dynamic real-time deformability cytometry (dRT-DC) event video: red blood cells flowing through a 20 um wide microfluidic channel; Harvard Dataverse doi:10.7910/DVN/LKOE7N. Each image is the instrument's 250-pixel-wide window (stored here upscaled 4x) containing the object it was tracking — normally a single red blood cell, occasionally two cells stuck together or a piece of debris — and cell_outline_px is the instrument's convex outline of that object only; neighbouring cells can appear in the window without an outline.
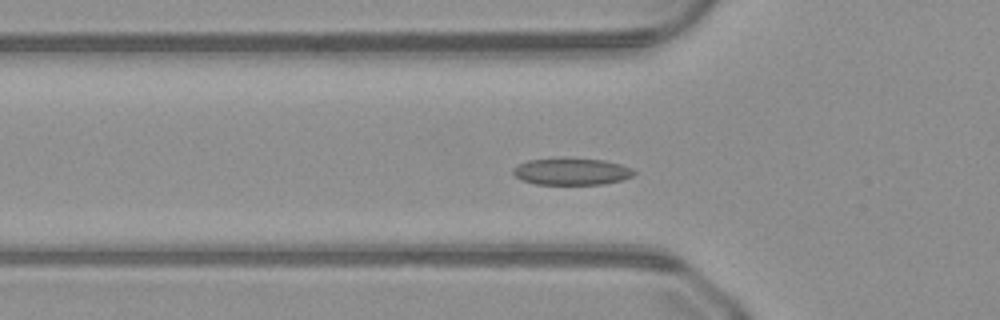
{"species": "common noctule bat (a hibernating species)", "species_latin": "Nyctalus noctula", "temperature_condition": "warm", "stored_images_in_passage": 50, "camera_frame_rate_fps": 3000, "um_per_image_px": 0.085, "animal": {"sex": "male", "body_mass_g": 23.1, "forearm_length_mm": 52.7}, "frame": {"image": 1, "passage_image": 16, "time_ms": 5.0, "image_size_px": [1000, 320], "cell_outline_px": [[636, 172], [632, 176], [620, 180], [604, 184], [536, 184], [520, 180], [512, 172], [512, 168], [516, 164], [528, 160], [560, 156], [604, 160], [620, 164], [632, 168]], "centroid_in_image_um": [48.52, 14.54], "position_along_channel_um": 77.3, "area_um2": 19.48}}
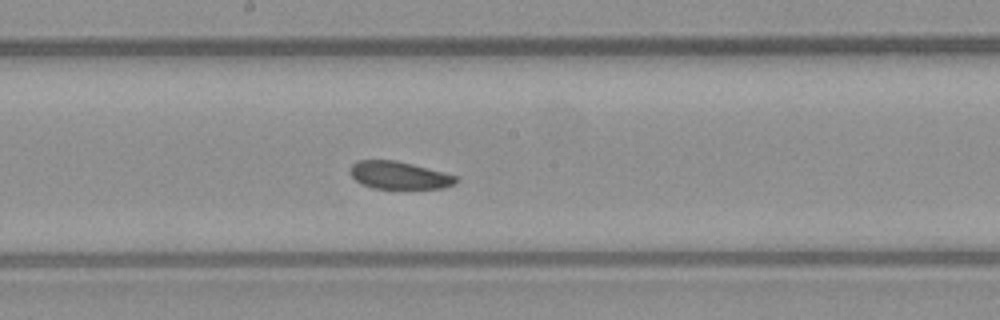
{"frame": {"image": 2, "passage_image": 26, "time_ms": 8.333, "image_size_px": [1000, 320], "cell_outline_px": [[460, 180], [456, 184], [444, 188], [372, 188], [360, 184], [348, 172], [348, 168], [356, 160], [396, 160], [460, 176]], "centroid_in_image_um": [33.94, 14.89], "position_along_channel_um": 214.3, "area_um2": 17.34}}
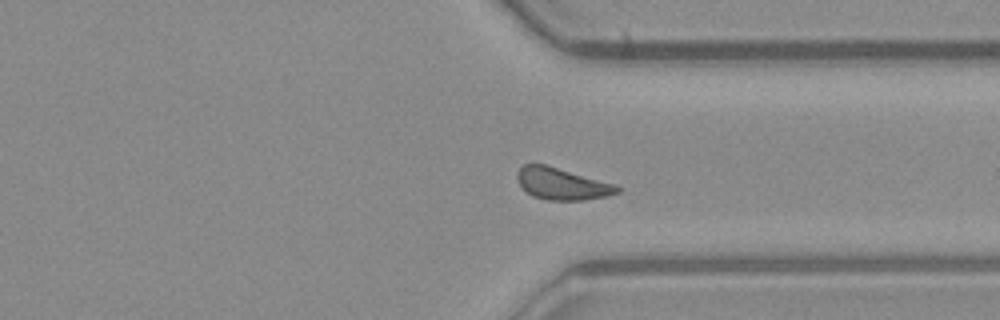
{"frame": {"image": 3, "passage_image": 37, "time_ms": 12.0, "image_size_px": [1000, 320], "cell_outline_px": [[620, 192], [608, 196], [584, 200], [548, 200], [532, 196], [520, 184], [516, 176], [516, 172], [524, 164], [544, 164], [616, 184], [620, 188]], "centroid_in_image_um": [47.79, 15.63], "position_along_channel_um": 363.6, "area_um2": 18.44}}